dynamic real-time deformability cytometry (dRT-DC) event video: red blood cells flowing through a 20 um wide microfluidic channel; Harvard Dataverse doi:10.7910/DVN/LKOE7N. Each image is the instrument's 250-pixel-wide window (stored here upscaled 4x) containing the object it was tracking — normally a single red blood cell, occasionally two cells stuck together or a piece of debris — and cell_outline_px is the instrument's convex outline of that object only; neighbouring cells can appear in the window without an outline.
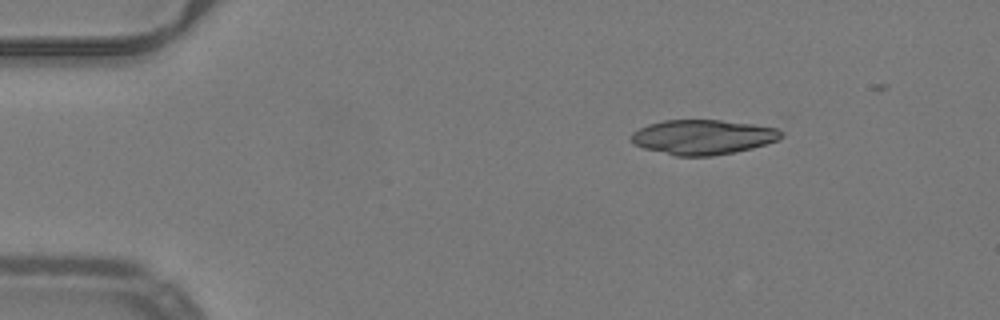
{"species": "common noctule bat (a hibernating species)", "species_latin": "Nyctalus noctula", "temperature_condition": "warm", "stored_images_in_passage": 43, "camera_frame_rate_fps": 3000, "um_per_image_px": 0.085, "animal": {"sex": "male", "body_mass_g": 19.2, "forearm_length_mm": 51.8}, "frame": {"image": 1, "passage_image": 4, "time_ms": 1.0, "image_size_px": [1000, 320], "cell_outline_px": [[784, 136], [776, 140], [752, 148], [712, 156], [676, 156], [644, 148], [632, 144], [632, 132], [648, 124], [664, 120], [720, 120], [776, 124], [784, 132]], "centroid_in_image_um": [59.86, 11.62], "position_along_channel_um": 25.1, "area_um2": 31.04}}